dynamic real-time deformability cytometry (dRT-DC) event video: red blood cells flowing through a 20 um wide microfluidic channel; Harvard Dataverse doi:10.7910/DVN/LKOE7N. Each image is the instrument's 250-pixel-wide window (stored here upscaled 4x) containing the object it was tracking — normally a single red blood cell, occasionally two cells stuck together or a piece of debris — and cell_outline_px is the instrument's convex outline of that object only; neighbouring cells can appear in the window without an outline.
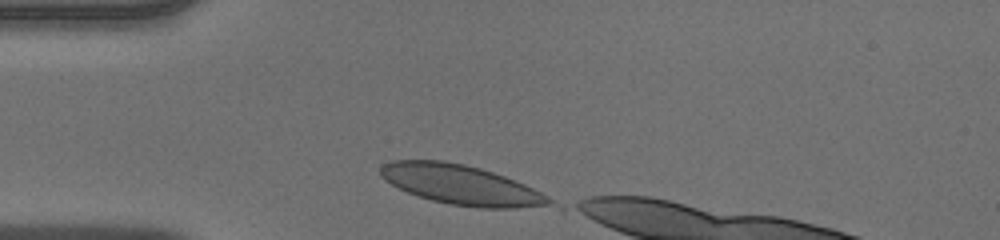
{"species": "human", "species_latin": "Homo sapiens", "temperature_condition": "warm", "stored_images_in_passage": 28, "camera_frame_rate_fps": 3000, "um_per_image_px": 0.085, "donor": {"sex": "male"}, "frame": {"image": 1, "passage_image": 1, "time_ms": 0.0, "image_size_px": [1000, 240], "cell_outline_px": [[552, 204], [516, 208], [480, 208], [448, 204], [416, 196], [384, 180], [380, 176], [380, 168], [384, 164], [392, 160], [444, 160], [464, 164], [480, 168], [504, 176], [524, 184], [548, 196], [552, 200]], "centroid_in_image_um": [39.14, 15.7], "position_along_channel_um": 45.9, "area_um2": 38.78}}
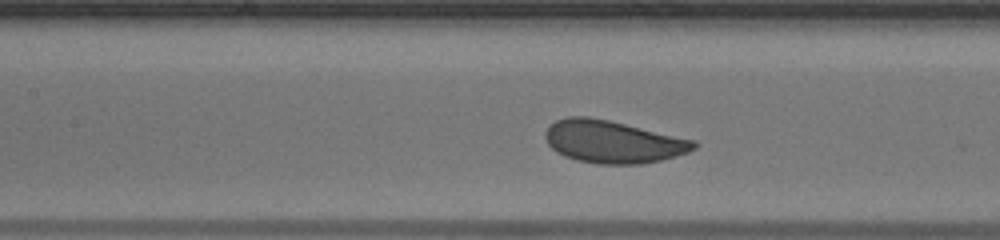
{"frame": {"image": 2, "passage_image": 10, "time_ms": 3.0, "image_size_px": [1000, 240], "cell_outline_px": [[696, 148], [688, 152], [660, 160], [640, 164], [600, 164], [576, 160], [564, 156], [556, 152], [548, 144], [544, 136], [544, 132], [556, 120], [568, 116], [588, 116], [608, 120], [696, 140]], "centroid_in_image_um": [52.07, 12.04], "position_along_channel_um": 155.3, "area_um2": 36.7}}
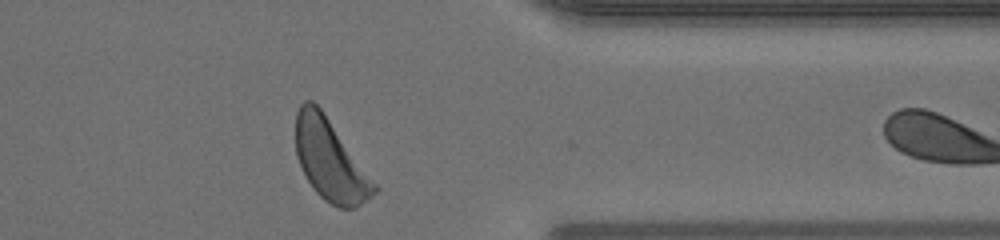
{"frame": {"image": 3, "passage_image": 27, "time_ms": 8.667, "image_size_px": [1000, 240], "cell_outline_px": [[380, 188], [372, 196], [356, 208], [340, 208], [324, 200], [312, 188], [296, 156], [296, 112], [300, 104], [304, 100], [312, 100], [324, 112]], "centroid_in_image_um": [28.08, 13.61], "position_along_channel_um": 383.3, "area_um2": 37.05}}